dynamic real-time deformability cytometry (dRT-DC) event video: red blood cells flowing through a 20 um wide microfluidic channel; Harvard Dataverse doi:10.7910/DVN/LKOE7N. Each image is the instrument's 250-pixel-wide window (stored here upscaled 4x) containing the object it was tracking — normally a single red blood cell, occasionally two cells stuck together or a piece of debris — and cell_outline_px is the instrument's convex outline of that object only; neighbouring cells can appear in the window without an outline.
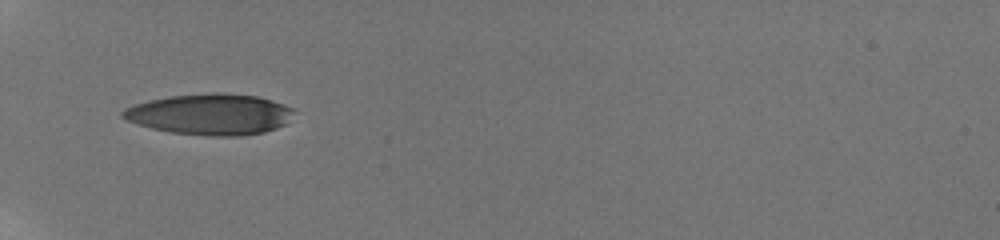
{"species": "human", "species_latin": "Homo sapiens", "temperature_condition": "room temperature", "stored_images_in_passage": 8, "camera_frame_rate_fps": 3000, "um_per_image_px": 0.085, "donor": {"sex": "male"}, "frame": {"image": 1, "passage_image": 1, "time_ms": 0.0, "image_size_px": [1000, 240], "cell_outline_px": [[296, 112], [288, 124], [264, 132], [240, 136], [208, 136], [172, 132], [152, 128], [128, 120], [120, 116], [120, 112], [124, 108], [148, 100], [168, 96], [216, 92], [256, 96], [272, 100], [284, 104], [292, 108]], "centroid_in_image_um": [17.91, 9.71], "position_along_channel_um": 67.1, "area_um2": 41.04}}